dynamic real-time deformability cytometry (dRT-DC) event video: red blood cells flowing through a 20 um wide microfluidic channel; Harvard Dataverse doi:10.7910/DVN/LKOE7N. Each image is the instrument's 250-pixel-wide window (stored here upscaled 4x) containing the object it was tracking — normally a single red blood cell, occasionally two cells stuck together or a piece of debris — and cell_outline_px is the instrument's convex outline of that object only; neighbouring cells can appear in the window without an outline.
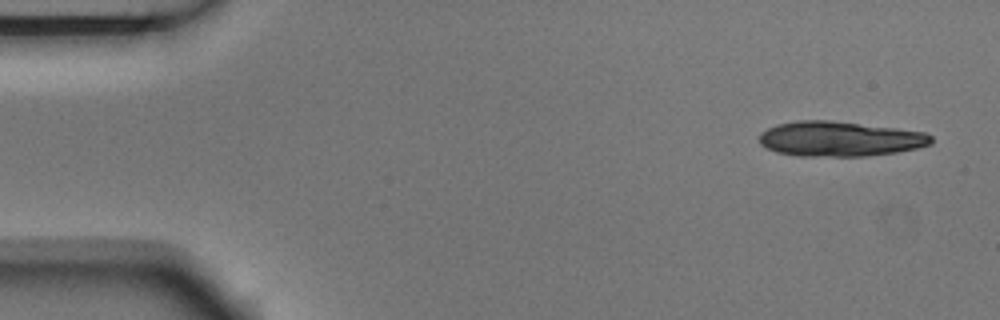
{"species": "Egyptian fruit bat (a non-hibernating species)", "species_latin": "Rousettus aegyptiacus", "temperature_condition": "room temperature", "stored_images_in_passage": 5, "segment_of_instrument_passage": [1, 2], "camera_frame_rate_fps": 3000, "um_per_image_px": 0.085, "animal": {"sex": "male"}, "frame": {"image": 1, "passage_image": 1, "time_ms": 0.0, "image_size_px": [1000, 320], "cell_outline_px": [[932, 144], [916, 148], [896, 152], [868, 156], [800, 156], [776, 152], [760, 144], [760, 132], [776, 124], [796, 120], [832, 120], [896, 128], [924, 132], [932, 136]], "centroid_in_image_um": [71.37, 11.8], "position_along_channel_um": 13.6, "area_um2": 35.14}}